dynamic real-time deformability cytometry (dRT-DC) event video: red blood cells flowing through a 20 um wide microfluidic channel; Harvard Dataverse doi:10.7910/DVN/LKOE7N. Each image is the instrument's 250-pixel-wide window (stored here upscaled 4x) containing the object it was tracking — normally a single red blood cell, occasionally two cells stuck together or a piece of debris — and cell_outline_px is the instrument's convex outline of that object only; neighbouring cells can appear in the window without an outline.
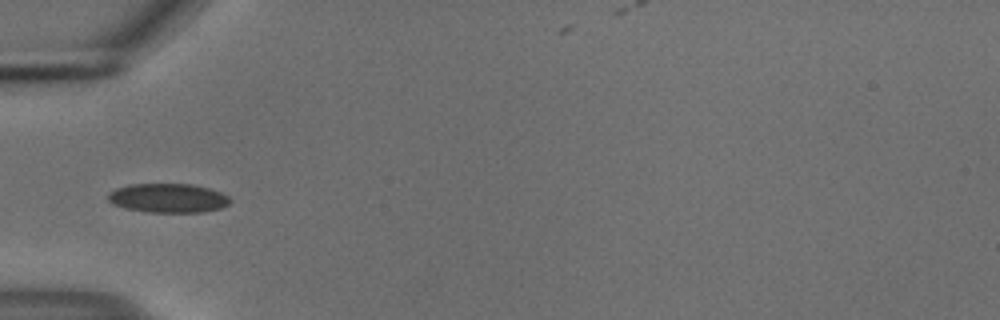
{"species": "common noctule bat (a hibernating species)", "species_latin": "Nyctalus noctula", "temperature_condition": "cold", "stored_images_in_passage": 38, "camera_frame_rate_fps": 3000, "um_per_image_px": 0.085, "animal": {"sex": "male", "body_mass_g": 18.8}, "frame": {"image": 1, "passage_image": 1, "time_ms": 0.0, "image_size_px": [1000, 320], "cell_outline_px": [[232, 200], [228, 204], [220, 208], [204, 212], [148, 212], [124, 208], [112, 204], [108, 200], [108, 192], [116, 188], [132, 184], [192, 184], [208, 188], [220, 192], [228, 196]], "centroid_in_image_um": [14.27, 16.84], "position_along_channel_um": 70.7, "area_um2": 20.75}}
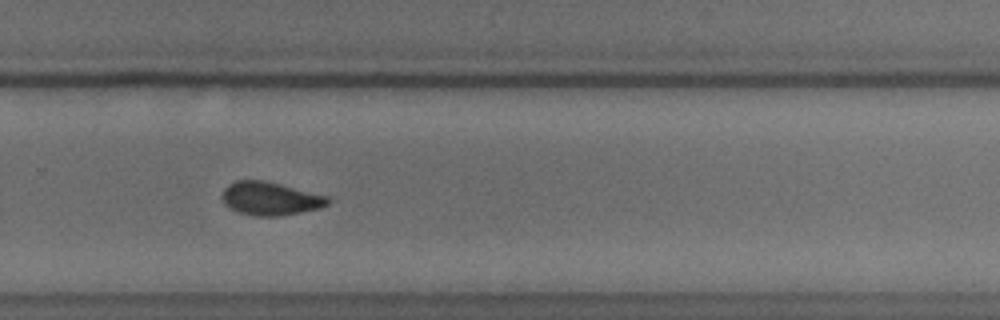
{"frame": {"image": 2, "passage_image": 20, "time_ms": 6.333, "image_size_px": [1000, 320], "cell_outline_px": [[332, 200], [328, 204], [320, 208], [280, 216], [252, 216], [240, 212], [224, 204], [224, 188], [228, 184], [236, 180], [264, 180], [328, 196]], "centroid_in_image_um": [23.0, 16.88], "position_along_channel_um": 306.8, "area_um2": 20.35}}
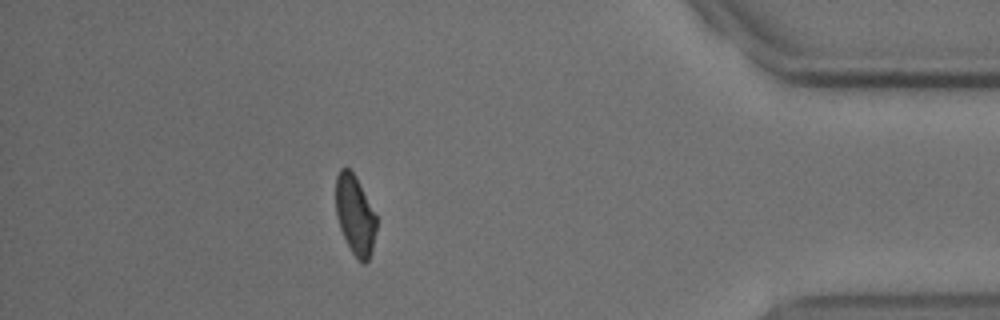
{"frame": {"image": 3, "passage_image": 31, "time_ms": 10.0, "image_size_px": [1000, 320], "cell_outline_px": [[376, 228], [372, 248], [368, 260], [364, 264], [352, 252], [340, 228], [336, 216], [336, 176], [340, 168], [348, 168], [356, 176], [376, 216]], "centroid_in_image_um": [30.16, 18.24], "position_along_channel_um": 405.0, "area_um2": 18.44}, "authors_computed_cell_mechanics": {"area_um2": 20.519, "velocity_mm_per_s": 3.7318, "shape_relaxation_time_tau1_ms": 6.1473, "shape_relaxation_time_tau2_ms": 1.5667, "deformation_change_tau1": 0.0992, "deformation_change_tau2": 0.0529}}